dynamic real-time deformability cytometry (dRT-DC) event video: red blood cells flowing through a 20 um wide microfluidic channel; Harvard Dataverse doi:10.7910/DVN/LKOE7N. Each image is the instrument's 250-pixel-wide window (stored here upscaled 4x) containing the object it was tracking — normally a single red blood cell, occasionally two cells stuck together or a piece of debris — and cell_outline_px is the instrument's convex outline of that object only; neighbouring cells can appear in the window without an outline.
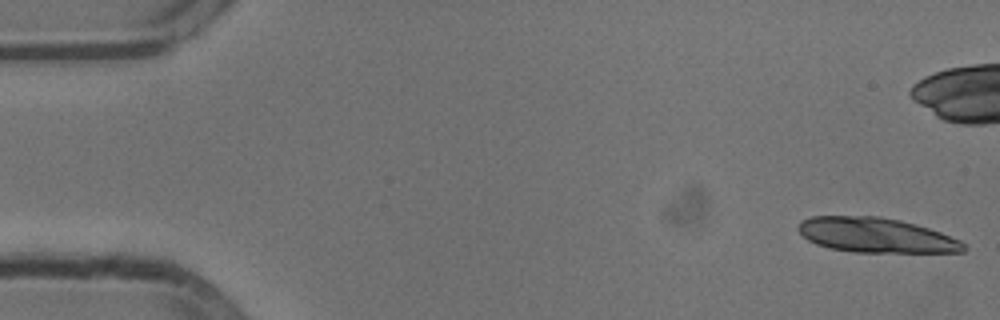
{"species": "common noctule bat (a hibernating species)", "species_latin": "Nyctalus noctula", "temperature_condition": "cold", "stored_images_in_passage": 39, "camera_frame_rate_fps": 3000, "um_per_image_px": 0.085, "animal": {"sex": "male", "body_mass_g": 13.3}, "frame": {"image": 1, "passage_image": 1, "time_ms": 0.0, "image_size_px": [1000, 320], "cell_outline_px": [[968, 248], [964, 252], [852, 252], [828, 248], [816, 244], [808, 240], [796, 228], [800, 220], [812, 216], [880, 216], [900, 220], [916, 224], [940, 232], [960, 240], [968, 244]], "centroid_in_image_um": [74.47, 19.99], "position_along_channel_um": 10.5, "area_um2": 33.81}}
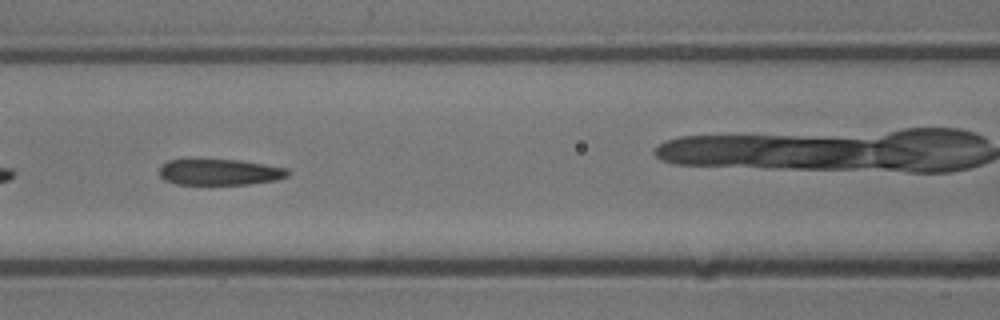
{"frame": {"image": 2, "passage_image": 23, "time_ms": 7.333, "image_size_px": [1000, 320], "cell_outline_px": [[288, 176], [276, 180], [248, 184], [176, 184], [164, 180], [160, 176], [160, 168], [168, 160], [240, 160], [288, 168]], "centroid_in_image_um": [18.69, 14.63], "position_along_channel_um": 147.9, "area_um2": 19.31}}